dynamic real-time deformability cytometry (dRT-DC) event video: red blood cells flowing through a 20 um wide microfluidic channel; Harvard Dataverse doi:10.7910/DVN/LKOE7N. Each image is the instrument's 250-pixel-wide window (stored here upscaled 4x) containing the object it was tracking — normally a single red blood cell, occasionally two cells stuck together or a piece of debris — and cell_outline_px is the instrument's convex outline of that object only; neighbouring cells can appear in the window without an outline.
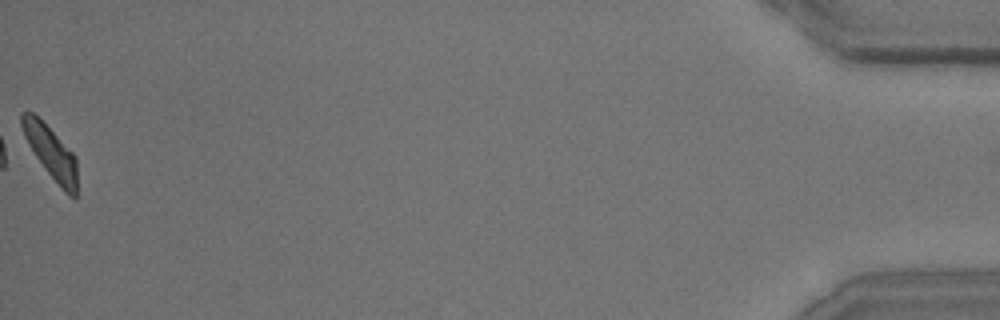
{"species": "common noctule bat (a hibernating species)", "species_latin": "Nyctalus noctula", "temperature_condition": "room temperature", "stored_images_in_passage": 39, "camera_frame_rate_fps": 3000, "um_per_image_px": 0.085, "animal": {"sex": "male", "body_mass_g": 15.6}, "frame": {"image": 1, "passage_image": 39, "time_ms": 12.667, "image_size_px": [1000, 320], "cell_outline_px": [[76, 200], [68, 196], [60, 188], [36, 156], [28, 144], [24, 136], [20, 124], [20, 116], [24, 112], [32, 112], [76, 156]], "centroid_in_image_um": [4.32, 13.0], "position_along_channel_um": 430.9, "area_um2": 16.47}, "authors_computed_cell_mechanics": {"area_um2": 18.0914, "velocity_mm_per_s": 3.6574, "shape_relaxation_time_tau1_ms": 3.9714, "shape_relaxation_time_tau2_ms": 6.3383, "deformation_change_tau1": 0.1565, "deformation_change_tau2": 0.1132}}